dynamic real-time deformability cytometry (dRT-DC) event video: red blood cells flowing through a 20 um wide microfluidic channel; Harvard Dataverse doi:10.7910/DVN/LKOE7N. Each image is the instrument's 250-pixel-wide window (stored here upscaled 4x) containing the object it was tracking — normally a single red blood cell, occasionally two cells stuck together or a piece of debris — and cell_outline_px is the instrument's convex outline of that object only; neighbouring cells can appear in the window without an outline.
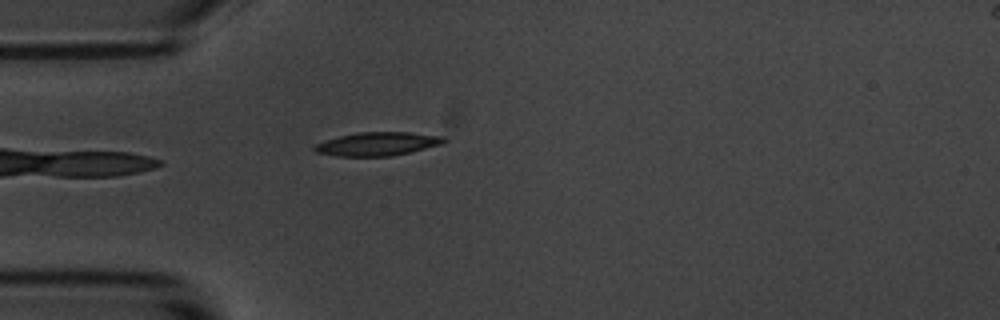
{"species": "common noctule bat (a hibernating species)", "species_latin": "Nyctalus noctula", "temperature_condition": "room temperature", "stored_images_in_passage": 26, "camera_frame_rate_fps": 3000, "um_per_image_px": 0.085, "animal": {"sex": "male", "body_mass_g": 20.1, "forearm_length_mm": 53.5}, "frame": {"image": 1, "passage_image": 1, "time_ms": 0.0, "image_size_px": [1000, 320], "cell_outline_px": [[448, 140], [444, 144], [392, 156], [336, 156], [316, 152], [312, 148], [316, 144], [340, 136], [360, 132], [408, 132], [444, 136]], "centroid_in_image_um": [32.15, 12.23], "position_along_channel_um": 52.8, "area_um2": 17.69}}